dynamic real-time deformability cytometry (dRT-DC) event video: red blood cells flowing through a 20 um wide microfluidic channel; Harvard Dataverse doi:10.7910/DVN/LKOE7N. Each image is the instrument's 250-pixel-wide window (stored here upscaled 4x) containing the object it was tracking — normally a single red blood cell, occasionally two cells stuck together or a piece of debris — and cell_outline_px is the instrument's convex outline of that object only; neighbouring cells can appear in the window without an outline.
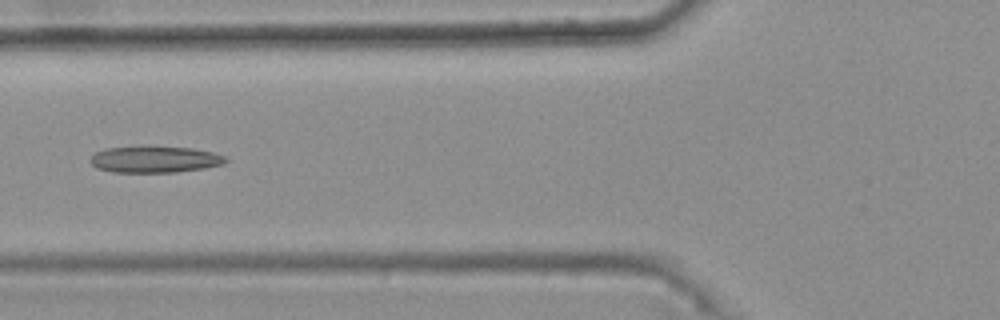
{"species": "common noctule bat (a hibernating species)", "species_latin": "Nyctalus noctula", "temperature_condition": "warm", "stored_images_in_passage": 47, "camera_frame_rate_fps": 3000, "um_per_image_px": 0.085, "animal": {"sex": "female", "body_mass_g": 25.1}, "frame": {"image": 1, "passage_image": 21, "time_ms": 6.667, "image_size_px": [1000, 320], "cell_outline_px": [[228, 160], [224, 164], [204, 168], [176, 172], [112, 172], [96, 168], [88, 160], [96, 152], [104, 148], [192, 148], [212, 152], [224, 156]], "centroid_in_image_um": [13.15, 13.58], "position_along_channel_um": 112.7, "area_um2": 20.35}, "authors_computed_cell_mechanics": {"area_um2": 20.4034, "velocity_mm_per_s": 3.7648, "shape_relaxation_time_tau1_ms": null, "shape_relaxation_time_tau2_ms": 7.2186, "deformation_change_tau1": null, "deformation_change_tau2": 0.2053}}